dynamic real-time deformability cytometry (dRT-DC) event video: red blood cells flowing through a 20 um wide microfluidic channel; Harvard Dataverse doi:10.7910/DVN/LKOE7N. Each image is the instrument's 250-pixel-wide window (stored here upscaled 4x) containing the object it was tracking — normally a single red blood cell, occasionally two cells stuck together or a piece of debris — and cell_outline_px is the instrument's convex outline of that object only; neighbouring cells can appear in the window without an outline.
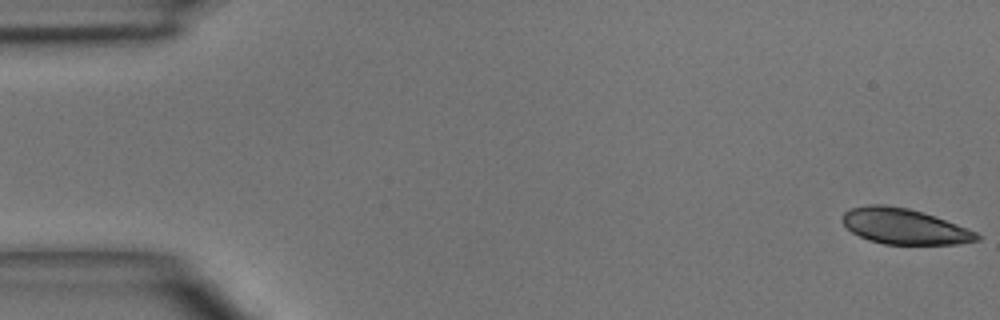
{"species": "common noctule bat (a hibernating species)", "species_latin": "Nyctalus noctula", "temperature_condition": "room temperature", "stored_images_in_passage": 6, "camera_frame_rate_fps": 3000, "um_per_image_px": 0.085, "animal": {"sex": "male", "body_mass_g": 15.6}, "frame": {"image": 1, "passage_image": 1, "time_ms": 0.0, "image_size_px": [1000, 320], "cell_outline_px": [[980, 240], [956, 244], [884, 244], [868, 240], [852, 232], [844, 224], [844, 212], [852, 208], [868, 204], [884, 204], [908, 208], [956, 224], [976, 232], [980, 236]], "centroid_in_image_um": [76.85, 19.25], "position_along_channel_um": 8.1, "area_um2": 27.46}}